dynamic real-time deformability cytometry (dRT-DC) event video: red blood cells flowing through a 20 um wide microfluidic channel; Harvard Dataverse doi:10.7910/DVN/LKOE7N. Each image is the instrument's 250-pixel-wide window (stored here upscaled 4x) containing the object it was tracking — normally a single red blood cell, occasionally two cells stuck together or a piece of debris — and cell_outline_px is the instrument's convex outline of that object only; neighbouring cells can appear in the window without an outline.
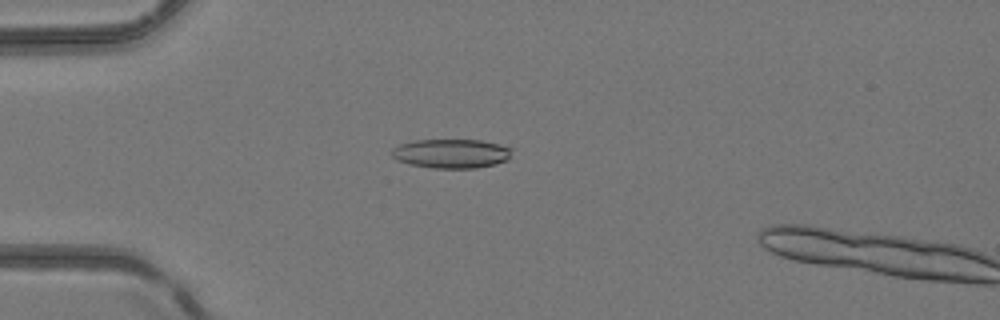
{"species": "common noctule bat (a hibernating species)", "species_latin": "Nyctalus noctula", "temperature_condition": "room temperature", "stored_images_in_passage": 6, "camera_frame_rate_fps": 3000, "um_per_image_px": 0.085, "animal": {"sex": "female", "body_mass_g": 24.6, "forearm_length_mm": 56.2}, "frame": {"image": 1, "passage_image": 5, "time_ms": 4.333, "image_size_px": [1000, 320], "cell_outline_px": [[512, 148], [508, 160], [496, 164], [476, 168], [432, 168], [412, 164], [396, 160], [392, 156], [392, 148], [400, 144], [416, 140], [480, 140], [500, 144]], "centroid_in_image_um": [38.38, 13.05], "position_along_channel_um": 46.6, "area_um2": 20.4}}